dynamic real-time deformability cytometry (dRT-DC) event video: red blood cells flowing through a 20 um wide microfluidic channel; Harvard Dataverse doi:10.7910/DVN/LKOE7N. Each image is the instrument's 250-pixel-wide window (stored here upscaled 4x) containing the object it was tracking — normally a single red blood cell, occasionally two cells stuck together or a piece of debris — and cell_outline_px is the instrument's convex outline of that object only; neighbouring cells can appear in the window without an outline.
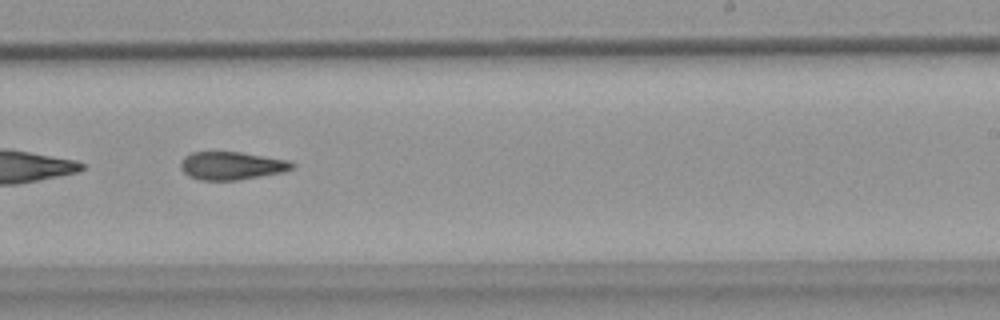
{"species": "common noctule bat (a hibernating species)", "species_latin": "Nyctalus noctula", "temperature_condition": "warm", "stored_images_in_passage": 54, "segment_of_instrument_passage": [2, 2], "camera_frame_rate_fps": 3000, "um_per_image_px": 0.085, "animal": {"sex": "female", "body_mass_g": 18.4}, "frame": {"image": 1, "passage_image": 33, "time_ms": 10.667, "image_size_px": [1000, 320], "cell_outline_px": [[296, 168], [284, 172], [240, 180], [200, 180], [188, 176], [180, 168], [180, 160], [184, 156], [192, 152], [240, 152], [292, 160], [296, 164]], "centroid_in_image_um": [19.74, 14.08], "position_along_channel_um": 269.3, "area_um2": 18.61}}